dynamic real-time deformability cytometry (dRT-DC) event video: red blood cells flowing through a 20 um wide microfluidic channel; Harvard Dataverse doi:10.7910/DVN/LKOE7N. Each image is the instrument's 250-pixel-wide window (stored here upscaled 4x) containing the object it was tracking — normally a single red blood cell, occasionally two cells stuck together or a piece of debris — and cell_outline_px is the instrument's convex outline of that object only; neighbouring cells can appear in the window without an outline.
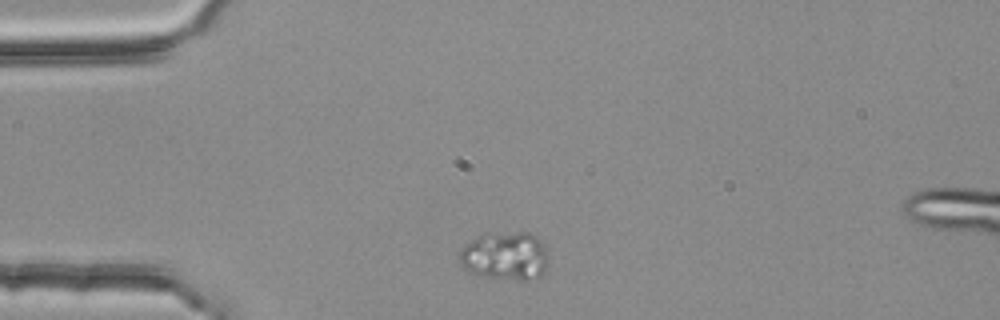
{"species": "common noctule bat (a hibernating species)", "species_latin": "Nyctalus noctula", "temperature_condition": "room temperature", "stored_images_in_passage": 2, "camera_frame_rate_fps": 3000, "um_per_image_px": 0.085, "animal": {"sex": "female", "body_mass_g": 25.1}, "frame": {"image": 1, "passage_image": 1, "time_ms": 0.0, "image_size_px": [1000, 320], "cell_outline_px": [[548, 264], [544, 272], [540, 276], [524, 280], [520, 280], [484, 276], [472, 272], [464, 268], [460, 260], [460, 248], [464, 244], [484, 232], [528, 232], [536, 236], [540, 240], [544, 248], [548, 260]], "centroid_in_image_um": [42.93, 21.72], "position_along_channel_um": 42.1, "area_um2": 25.14}}
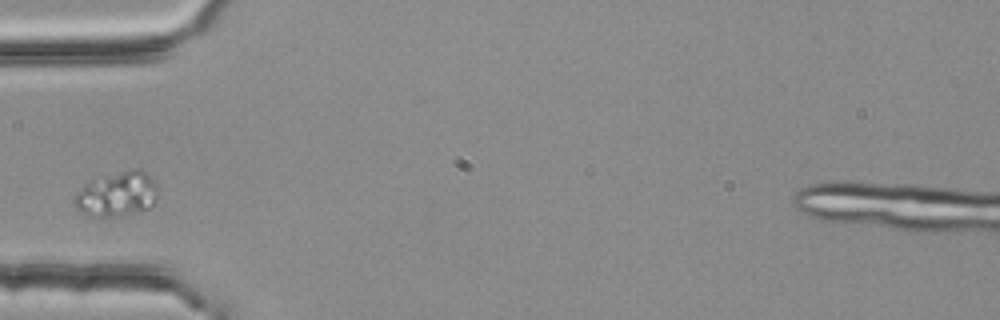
{"frame": {"image": 2, "passage_image": 2, "time_ms": 0.333, "image_size_px": [1000, 320], "cell_outline_px": [[156, 196], [152, 204], [148, 208], [112, 216], [88, 216], [76, 208], [72, 200], [76, 192], [84, 184], [92, 180], [132, 168], [140, 168], [156, 184]], "centroid_in_image_um": [9.88, 16.48], "position_along_channel_um": 75.1, "area_um2": 21.21}}